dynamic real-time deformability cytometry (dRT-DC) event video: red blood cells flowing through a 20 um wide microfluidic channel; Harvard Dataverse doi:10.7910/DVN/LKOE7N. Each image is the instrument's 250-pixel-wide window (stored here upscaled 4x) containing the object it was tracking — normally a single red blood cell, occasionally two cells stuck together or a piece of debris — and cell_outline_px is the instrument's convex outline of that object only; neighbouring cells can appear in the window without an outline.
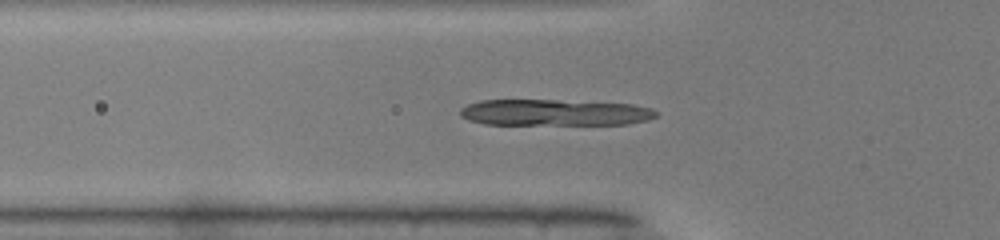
{"species": "common noctule bat (a hibernating species)", "species_latin": "Nyctalus noctula", "temperature_condition": "warm", "stored_images_in_passage": 36, "camera_frame_rate_fps": 3000, "um_per_image_px": 0.085, "animal": {"sex": "male", "body_mass_g": 19.0, "forearm_length_mm": 50.8}, "frame": {"image": 1, "passage_image": 7, "time_ms": 2.0, "image_size_px": [1000, 240], "cell_outline_px": [[656, 116], [648, 120], [628, 124], [484, 124], [468, 120], [460, 116], [460, 108], [468, 104], [480, 100], [556, 100], [632, 104], [652, 108], [656, 112]], "centroid_in_image_um": [47.11, 9.56], "position_along_channel_um": 78.7, "area_um2": 30.0}}
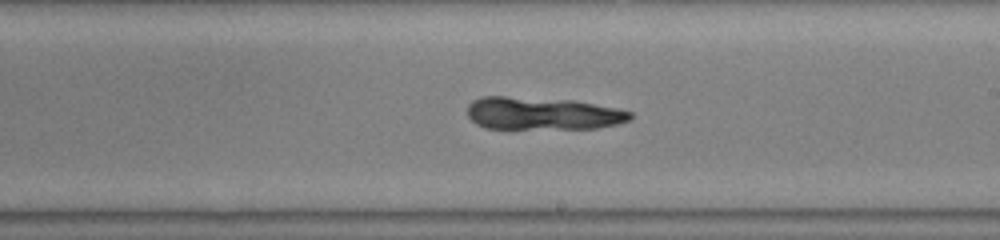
{"frame": {"image": 2, "passage_image": 19, "time_ms": 6.0, "image_size_px": [1000, 240], "cell_outline_px": [[632, 120], [616, 124], [596, 128], [484, 128], [476, 124], [468, 116], [468, 104], [472, 100], [484, 96], [504, 96], [572, 100], [616, 108], [632, 112]], "centroid_in_image_um": [46.09, 9.64], "position_along_channel_um": 242.9, "area_um2": 30.87}}
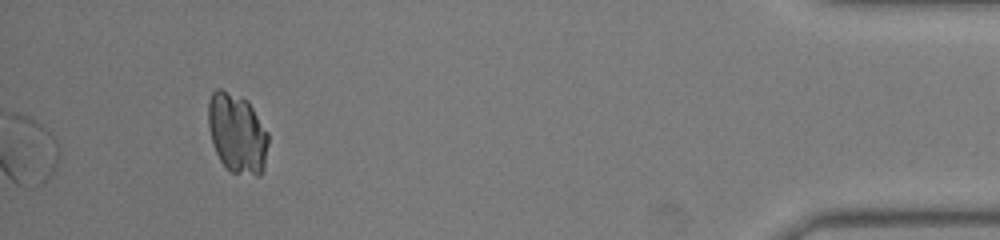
{"frame": {"image": 3, "passage_image": 36, "time_ms": 11.667, "image_size_px": [1000, 240], "cell_outline_px": [[268, 144], [264, 168], [260, 176], [256, 176], [232, 172], [220, 160], [212, 144], [208, 128], [208, 100], [212, 92], [216, 88], [220, 88], [248, 100], [268, 132]], "centroid_in_image_um": [20.15, 11.32], "position_along_channel_um": 415.0, "area_um2": 28.15}}